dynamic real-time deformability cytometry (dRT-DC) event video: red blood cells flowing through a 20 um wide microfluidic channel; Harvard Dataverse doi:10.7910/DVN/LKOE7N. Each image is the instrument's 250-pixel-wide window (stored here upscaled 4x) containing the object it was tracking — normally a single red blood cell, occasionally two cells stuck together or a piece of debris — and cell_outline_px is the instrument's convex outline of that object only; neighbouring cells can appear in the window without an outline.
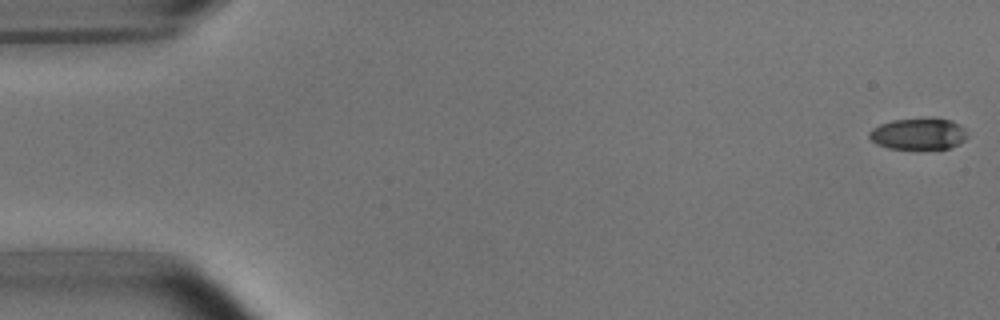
{"species": "common noctule bat (a hibernating species)", "species_latin": "Nyctalus noctula", "temperature_condition": "room temperature", "stored_images_in_passage": 6, "camera_frame_rate_fps": 3000, "um_per_image_px": 0.085, "animal": {"sex": "male", "body_mass_g": 15.6}, "frame": {"image": 1, "passage_image": 1, "time_ms": 0.0, "image_size_px": [1000, 320], "cell_outline_px": [[968, 136], [960, 144], [948, 148], [888, 148], [876, 144], [868, 136], [868, 132], [872, 128], [880, 124], [892, 120], [928, 116], [932, 116], [952, 120], [960, 124], [964, 128]], "centroid_in_image_um": [78.08, 11.33], "position_along_channel_um": 6.9, "area_um2": 18.44}}
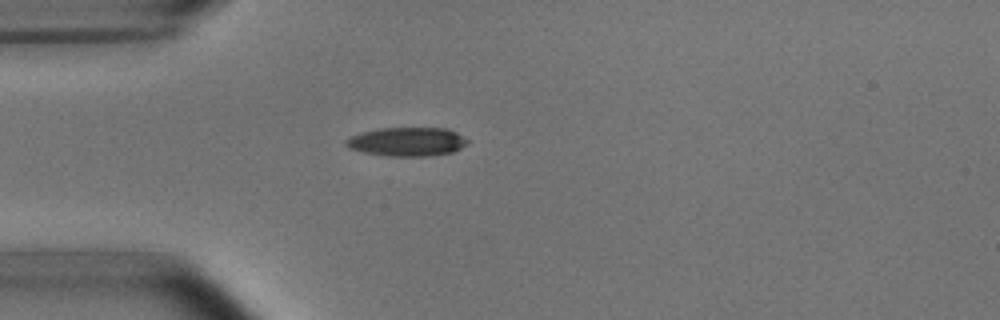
{"frame": {"image": 2, "passage_image": 5, "time_ms": 4.667, "image_size_px": [1000, 320], "cell_outline_px": [[468, 144], [452, 152], [428, 156], [388, 156], [364, 152], [348, 148], [344, 144], [344, 140], [360, 132], [380, 128], [448, 128], [456, 132], [468, 140]], "centroid_in_image_um": [34.58, 12.04], "position_along_channel_um": 50.4, "area_um2": 20.46}}